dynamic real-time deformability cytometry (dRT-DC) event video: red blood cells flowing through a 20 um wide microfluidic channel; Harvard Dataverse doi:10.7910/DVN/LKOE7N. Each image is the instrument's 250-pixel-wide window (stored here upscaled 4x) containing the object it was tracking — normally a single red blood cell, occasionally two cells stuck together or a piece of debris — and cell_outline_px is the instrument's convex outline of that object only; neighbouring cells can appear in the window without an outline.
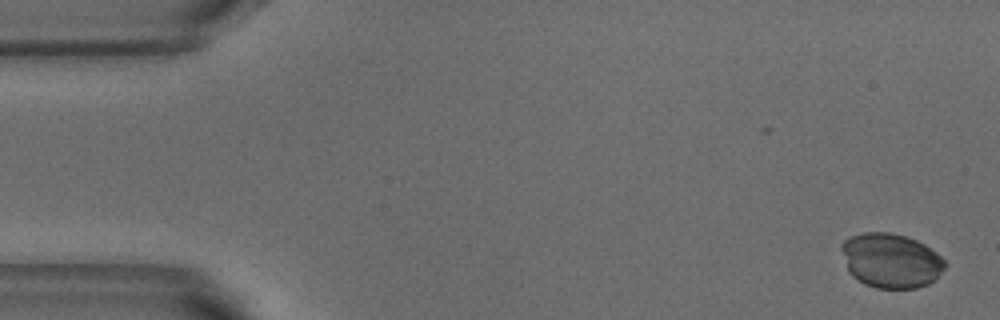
{"species": "common noctule bat (a hibernating species)", "species_latin": "Nyctalus noctula", "temperature_condition": "warm", "stored_images_in_passage": 6, "camera_frame_rate_fps": 3000, "um_per_image_px": 0.085, "animal": {"sex": "male", "body_mass_g": 18.8}, "frame": {"image": 1, "passage_image": 1, "time_ms": 0.0, "image_size_px": [1000, 320], "cell_outline_px": [[948, 264], [928, 284], [916, 288], [876, 288], [864, 284], [852, 276], [848, 272], [840, 248], [840, 244], [844, 240], [852, 236], [864, 232], [892, 232], [916, 240], [924, 244], [936, 252]], "centroid_in_image_um": [75.69, 22.14], "position_along_channel_um": 9.3, "area_um2": 32.89}}
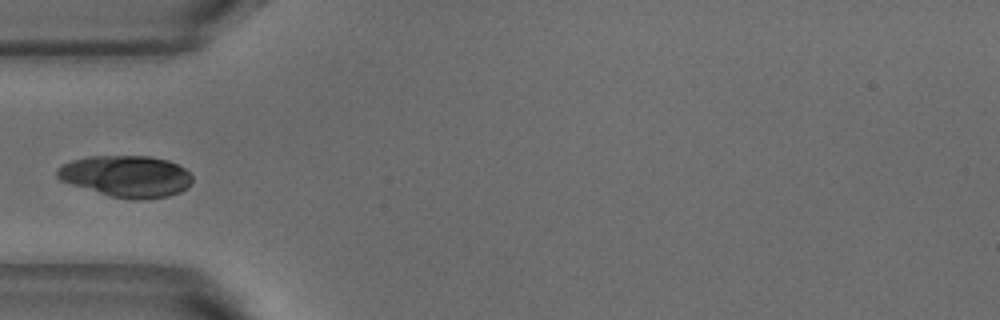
{"frame": {"image": 2, "passage_image": 5, "time_ms": 1.333, "image_size_px": [1000, 320], "cell_outline_px": [[192, 180], [180, 192], [168, 196], [148, 200], [132, 200], [108, 196], [60, 180], [56, 176], [56, 168], [72, 160], [88, 156], [148, 156], [168, 160], [184, 168], [192, 176]], "centroid_in_image_um": [10.72, 14.99], "position_along_channel_um": 74.3, "area_um2": 32.77}}
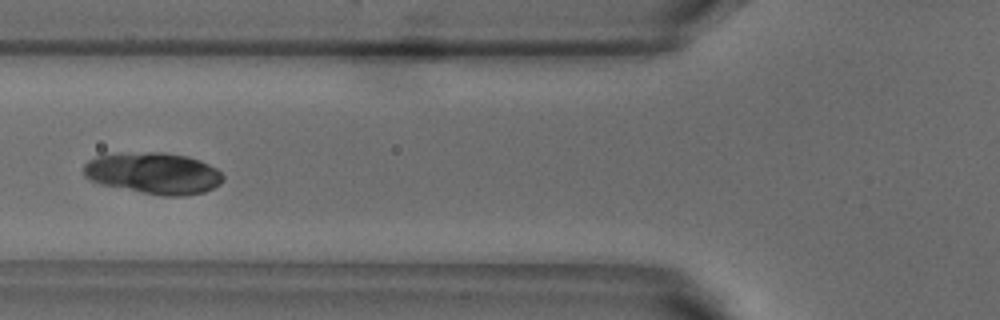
{"frame": {"image": 3, "passage_image": 6, "time_ms": 1.667, "image_size_px": [1000, 320], "cell_outline_px": [[224, 180], [220, 184], [204, 192], [184, 196], [160, 196], [100, 184], [88, 180], [84, 176], [84, 164], [88, 160], [96, 156], [144, 152], [164, 152], [188, 156], [200, 160], [216, 168], [224, 176]], "centroid_in_image_um": [13.06, 14.74], "position_along_channel_um": 112.7, "area_um2": 33.81}}